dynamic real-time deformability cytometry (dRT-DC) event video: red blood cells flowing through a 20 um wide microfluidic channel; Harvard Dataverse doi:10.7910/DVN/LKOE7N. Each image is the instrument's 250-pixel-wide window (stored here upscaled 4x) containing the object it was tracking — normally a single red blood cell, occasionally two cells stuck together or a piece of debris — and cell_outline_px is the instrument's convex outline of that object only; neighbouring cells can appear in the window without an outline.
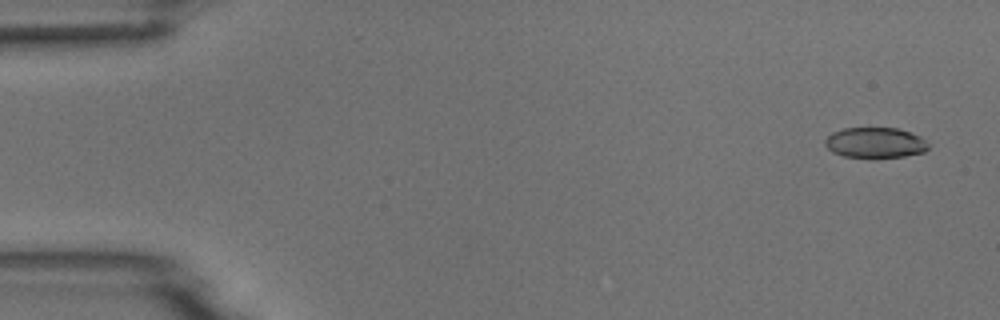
{"species": "common noctule bat (a hibernating species)", "species_latin": "Nyctalus noctula", "temperature_condition": "room temperature", "stored_images_in_passage": 8, "camera_frame_rate_fps": 3000, "um_per_image_px": 0.085, "animal": {"sex": "male", "body_mass_g": 18.8}, "frame": {"image": 1, "passage_image": 1, "time_ms": 0.0, "image_size_px": [1000, 320], "cell_outline_px": [[928, 148], [924, 152], [904, 156], [844, 156], [832, 152], [824, 144], [824, 140], [832, 132], [844, 128], [896, 128], [920, 136], [928, 144]], "centroid_in_image_um": [74.36, 12.11], "position_along_channel_um": 10.6, "area_um2": 17.92}}
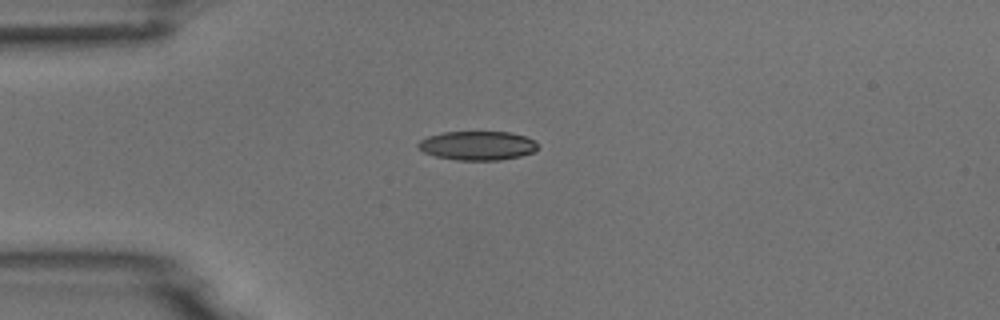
{"frame": {"image": 2, "passage_image": 4, "time_ms": 3.667, "image_size_px": [1000, 320], "cell_outline_px": [[536, 148], [532, 152], [520, 156], [500, 160], [456, 160], [436, 156], [424, 152], [416, 144], [420, 140], [428, 136], [444, 132], [512, 132], [536, 140]], "centroid_in_image_um": [40.58, 12.37], "position_along_channel_um": 44.4, "area_um2": 20.11}}